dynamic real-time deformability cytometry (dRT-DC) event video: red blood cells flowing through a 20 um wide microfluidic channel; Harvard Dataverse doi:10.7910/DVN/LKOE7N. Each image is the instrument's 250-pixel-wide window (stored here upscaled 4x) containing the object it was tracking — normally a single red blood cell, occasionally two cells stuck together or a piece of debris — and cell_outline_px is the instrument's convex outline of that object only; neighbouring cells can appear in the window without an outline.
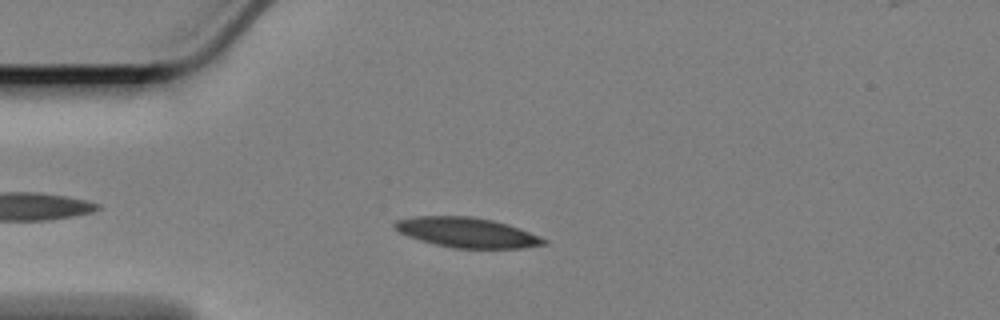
{"species": "Egyptian fruit bat (a non-hibernating species)", "species_latin": "Rousettus aegyptiacus", "temperature_condition": "cold", "stored_images_in_passage": 44, "camera_frame_rate_fps": 3000, "um_per_image_px": 0.085, "animal": {"sex": "female"}, "frame": {"image": 1, "passage_image": 8, "time_ms": 2.333, "image_size_px": [1000, 320], "cell_outline_px": [[548, 244], [524, 248], [452, 248], [432, 244], [408, 236], [400, 232], [392, 224], [396, 220], [416, 216], [472, 216], [492, 220], [540, 236], [548, 240]], "centroid_in_image_um": [39.68, 19.77], "position_along_channel_um": 45.3, "area_um2": 25.89}}
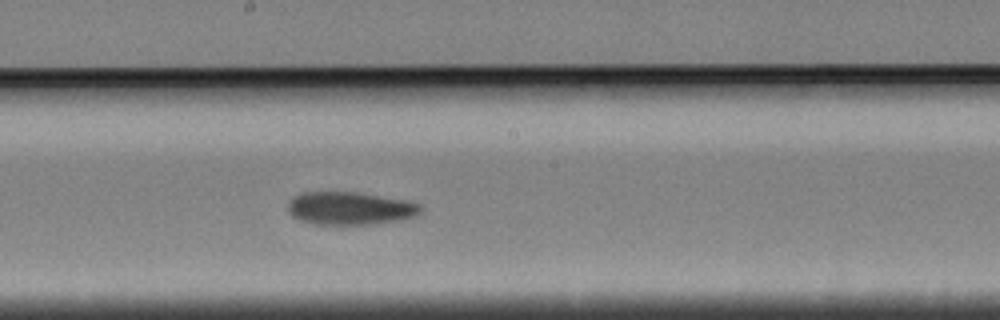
{"frame": {"image": 2, "passage_image": 25, "time_ms": 8.0, "image_size_px": [1000, 320], "cell_outline_px": [[424, 208], [420, 216], [404, 220], [376, 224], [312, 224], [300, 220], [292, 216], [288, 212], [288, 204], [292, 196], [300, 192], [356, 192], [404, 200], [420, 204]], "centroid_in_image_um": [29.79, 17.72], "position_along_channel_um": 218.4, "area_um2": 25.89}}
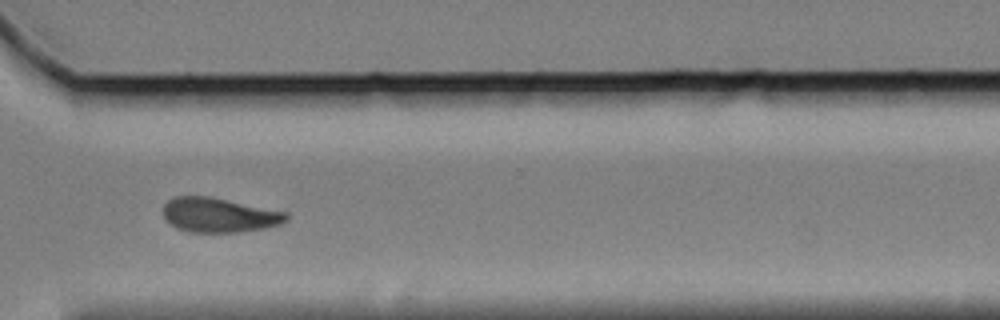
{"frame": {"image": 3, "passage_image": 37, "time_ms": 12.0, "image_size_px": [1000, 320], "cell_outline_px": [[288, 220], [280, 224], [268, 228], [236, 232], [188, 232], [176, 228], [164, 216], [164, 204], [168, 200], [176, 196], [212, 196], [288, 212]], "centroid_in_image_um": [18.66, 18.27], "position_along_channel_um": 351.9, "area_um2": 24.97}, "authors_computed_cell_mechanics": {"area_um2": 25.6343, "velocity_mm_per_s": 3.3413, "shape_relaxation_time_tau1_ms": 8.3888, "shape_relaxation_time_tau2_ms": 11.0715, "deformation_change_tau1": 0.1675, "deformation_change_tau2": 0.1805}}